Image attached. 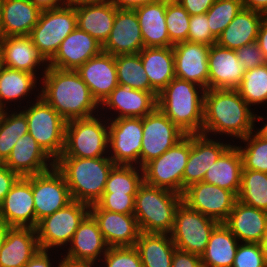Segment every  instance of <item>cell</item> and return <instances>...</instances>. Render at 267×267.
<instances>
[{
	"label": "cell",
	"mask_w": 267,
	"mask_h": 267,
	"mask_svg": "<svg viewBox=\"0 0 267 267\" xmlns=\"http://www.w3.org/2000/svg\"><path fill=\"white\" fill-rule=\"evenodd\" d=\"M144 183L143 170L135 165H115L106 181L104 192L137 194Z\"/></svg>",
	"instance_id": "7bdbcfd3"
},
{
	"label": "cell",
	"mask_w": 267,
	"mask_h": 267,
	"mask_svg": "<svg viewBox=\"0 0 267 267\" xmlns=\"http://www.w3.org/2000/svg\"><path fill=\"white\" fill-rule=\"evenodd\" d=\"M267 212L236 200L223 224L239 242L259 243L265 231Z\"/></svg>",
	"instance_id": "f546056e"
},
{
	"label": "cell",
	"mask_w": 267,
	"mask_h": 267,
	"mask_svg": "<svg viewBox=\"0 0 267 267\" xmlns=\"http://www.w3.org/2000/svg\"><path fill=\"white\" fill-rule=\"evenodd\" d=\"M53 253L55 255H53ZM56 253L59 254L57 255ZM61 253L62 252L40 249L23 267H60L63 261ZM52 256L55 258H52ZM57 256L58 258H56Z\"/></svg>",
	"instance_id": "f5cc1de1"
},
{
	"label": "cell",
	"mask_w": 267,
	"mask_h": 267,
	"mask_svg": "<svg viewBox=\"0 0 267 267\" xmlns=\"http://www.w3.org/2000/svg\"><path fill=\"white\" fill-rule=\"evenodd\" d=\"M91 267H105V265L102 262H92Z\"/></svg>",
	"instance_id": "a7ac6f4b"
},
{
	"label": "cell",
	"mask_w": 267,
	"mask_h": 267,
	"mask_svg": "<svg viewBox=\"0 0 267 267\" xmlns=\"http://www.w3.org/2000/svg\"><path fill=\"white\" fill-rule=\"evenodd\" d=\"M243 8L267 14V0H242Z\"/></svg>",
	"instance_id": "94428289"
},
{
	"label": "cell",
	"mask_w": 267,
	"mask_h": 267,
	"mask_svg": "<svg viewBox=\"0 0 267 267\" xmlns=\"http://www.w3.org/2000/svg\"><path fill=\"white\" fill-rule=\"evenodd\" d=\"M105 267H143L137 249L133 247H109L101 259Z\"/></svg>",
	"instance_id": "7dc6e473"
},
{
	"label": "cell",
	"mask_w": 267,
	"mask_h": 267,
	"mask_svg": "<svg viewBox=\"0 0 267 267\" xmlns=\"http://www.w3.org/2000/svg\"><path fill=\"white\" fill-rule=\"evenodd\" d=\"M175 77L208 89V56L210 46L183 41L174 44Z\"/></svg>",
	"instance_id": "44dd1931"
},
{
	"label": "cell",
	"mask_w": 267,
	"mask_h": 267,
	"mask_svg": "<svg viewBox=\"0 0 267 267\" xmlns=\"http://www.w3.org/2000/svg\"><path fill=\"white\" fill-rule=\"evenodd\" d=\"M28 122V133L56 161L64 151L66 122L41 96L20 109Z\"/></svg>",
	"instance_id": "52a82bcc"
},
{
	"label": "cell",
	"mask_w": 267,
	"mask_h": 267,
	"mask_svg": "<svg viewBox=\"0 0 267 267\" xmlns=\"http://www.w3.org/2000/svg\"><path fill=\"white\" fill-rule=\"evenodd\" d=\"M232 267H267V259L261 245L240 242Z\"/></svg>",
	"instance_id": "c3c4849f"
},
{
	"label": "cell",
	"mask_w": 267,
	"mask_h": 267,
	"mask_svg": "<svg viewBox=\"0 0 267 267\" xmlns=\"http://www.w3.org/2000/svg\"><path fill=\"white\" fill-rule=\"evenodd\" d=\"M235 52L238 62L245 71L267 64V60L257 41L244 45L235 50Z\"/></svg>",
	"instance_id": "816d5d0a"
},
{
	"label": "cell",
	"mask_w": 267,
	"mask_h": 267,
	"mask_svg": "<svg viewBox=\"0 0 267 267\" xmlns=\"http://www.w3.org/2000/svg\"><path fill=\"white\" fill-rule=\"evenodd\" d=\"M134 10L141 27L144 47H170L174 45L170 41L166 26V0H157Z\"/></svg>",
	"instance_id": "1f68e13d"
},
{
	"label": "cell",
	"mask_w": 267,
	"mask_h": 267,
	"mask_svg": "<svg viewBox=\"0 0 267 267\" xmlns=\"http://www.w3.org/2000/svg\"><path fill=\"white\" fill-rule=\"evenodd\" d=\"M20 176L0 163V204Z\"/></svg>",
	"instance_id": "11a10c76"
},
{
	"label": "cell",
	"mask_w": 267,
	"mask_h": 267,
	"mask_svg": "<svg viewBox=\"0 0 267 267\" xmlns=\"http://www.w3.org/2000/svg\"><path fill=\"white\" fill-rule=\"evenodd\" d=\"M40 84L41 80L34 74L2 66L0 70V111L21 109L25 103L28 104L39 98Z\"/></svg>",
	"instance_id": "ffe728a7"
},
{
	"label": "cell",
	"mask_w": 267,
	"mask_h": 267,
	"mask_svg": "<svg viewBox=\"0 0 267 267\" xmlns=\"http://www.w3.org/2000/svg\"><path fill=\"white\" fill-rule=\"evenodd\" d=\"M115 166L109 156L98 158L59 157L55 167L62 173L72 200L95 204L103 195L108 176Z\"/></svg>",
	"instance_id": "3957f363"
},
{
	"label": "cell",
	"mask_w": 267,
	"mask_h": 267,
	"mask_svg": "<svg viewBox=\"0 0 267 267\" xmlns=\"http://www.w3.org/2000/svg\"><path fill=\"white\" fill-rule=\"evenodd\" d=\"M89 213L90 205L72 200L65 207L41 219L35 228L40 249L63 252Z\"/></svg>",
	"instance_id": "ba28073f"
},
{
	"label": "cell",
	"mask_w": 267,
	"mask_h": 267,
	"mask_svg": "<svg viewBox=\"0 0 267 267\" xmlns=\"http://www.w3.org/2000/svg\"><path fill=\"white\" fill-rule=\"evenodd\" d=\"M108 248L98 223L89 213L80 223L61 256L63 260L71 263L101 262Z\"/></svg>",
	"instance_id": "e0dca14e"
},
{
	"label": "cell",
	"mask_w": 267,
	"mask_h": 267,
	"mask_svg": "<svg viewBox=\"0 0 267 267\" xmlns=\"http://www.w3.org/2000/svg\"><path fill=\"white\" fill-rule=\"evenodd\" d=\"M134 247L143 267H171L176 246L170 234L140 232Z\"/></svg>",
	"instance_id": "74e56055"
},
{
	"label": "cell",
	"mask_w": 267,
	"mask_h": 267,
	"mask_svg": "<svg viewBox=\"0 0 267 267\" xmlns=\"http://www.w3.org/2000/svg\"><path fill=\"white\" fill-rule=\"evenodd\" d=\"M171 267H203L201 256L175 249Z\"/></svg>",
	"instance_id": "db71d44e"
},
{
	"label": "cell",
	"mask_w": 267,
	"mask_h": 267,
	"mask_svg": "<svg viewBox=\"0 0 267 267\" xmlns=\"http://www.w3.org/2000/svg\"><path fill=\"white\" fill-rule=\"evenodd\" d=\"M231 144L225 138L191 134L190 155L183 173V192L191 184L202 182L209 167Z\"/></svg>",
	"instance_id": "ac0fdd59"
},
{
	"label": "cell",
	"mask_w": 267,
	"mask_h": 267,
	"mask_svg": "<svg viewBox=\"0 0 267 267\" xmlns=\"http://www.w3.org/2000/svg\"><path fill=\"white\" fill-rule=\"evenodd\" d=\"M265 15L251 9L242 8L230 24L217 38L219 46L237 50L257 40L260 24Z\"/></svg>",
	"instance_id": "836d02e7"
},
{
	"label": "cell",
	"mask_w": 267,
	"mask_h": 267,
	"mask_svg": "<svg viewBox=\"0 0 267 267\" xmlns=\"http://www.w3.org/2000/svg\"><path fill=\"white\" fill-rule=\"evenodd\" d=\"M143 48L144 41L135 10L117 8L113 28L102 45L103 52L117 56L137 54Z\"/></svg>",
	"instance_id": "cb8c5ba5"
},
{
	"label": "cell",
	"mask_w": 267,
	"mask_h": 267,
	"mask_svg": "<svg viewBox=\"0 0 267 267\" xmlns=\"http://www.w3.org/2000/svg\"><path fill=\"white\" fill-rule=\"evenodd\" d=\"M139 54L150 86L160 93L175 78L173 47H144Z\"/></svg>",
	"instance_id": "e575fe53"
},
{
	"label": "cell",
	"mask_w": 267,
	"mask_h": 267,
	"mask_svg": "<svg viewBox=\"0 0 267 267\" xmlns=\"http://www.w3.org/2000/svg\"><path fill=\"white\" fill-rule=\"evenodd\" d=\"M115 65L119 85L146 92H156L150 86L139 53L117 55Z\"/></svg>",
	"instance_id": "ab89813d"
},
{
	"label": "cell",
	"mask_w": 267,
	"mask_h": 267,
	"mask_svg": "<svg viewBox=\"0 0 267 267\" xmlns=\"http://www.w3.org/2000/svg\"><path fill=\"white\" fill-rule=\"evenodd\" d=\"M32 192L36 226L41 219L72 201L65 178L55 166L43 173L32 175Z\"/></svg>",
	"instance_id": "5bb4252c"
},
{
	"label": "cell",
	"mask_w": 267,
	"mask_h": 267,
	"mask_svg": "<svg viewBox=\"0 0 267 267\" xmlns=\"http://www.w3.org/2000/svg\"><path fill=\"white\" fill-rule=\"evenodd\" d=\"M60 267H91V263H71L63 260Z\"/></svg>",
	"instance_id": "003e7915"
},
{
	"label": "cell",
	"mask_w": 267,
	"mask_h": 267,
	"mask_svg": "<svg viewBox=\"0 0 267 267\" xmlns=\"http://www.w3.org/2000/svg\"><path fill=\"white\" fill-rule=\"evenodd\" d=\"M157 97V92L136 90L118 84L100 104V114L108 119L143 118L157 107Z\"/></svg>",
	"instance_id": "2e32d148"
},
{
	"label": "cell",
	"mask_w": 267,
	"mask_h": 267,
	"mask_svg": "<svg viewBox=\"0 0 267 267\" xmlns=\"http://www.w3.org/2000/svg\"><path fill=\"white\" fill-rule=\"evenodd\" d=\"M235 144L237 145L242 156L243 169L267 173L266 140L260 138L253 131L247 137L236 141Z\"/></svg>",
	"instance_id": "ee69618b"
},
{
	"label": "cell",
	"mask_w": 267,
	"mask_h": 267,
	"mask_svg": "<svg viewBox=\"0 0 267 267\" xmlns=\"http://www.w3.org/2000/svg\"><path fill=\"white\" fill-rule=\"evenodd\" d=\"M90 214L98 223L108 247L135 246L140 229L134 214L106 211L96 203L90 205Z\"/></svg>",
	"instance_id": "7402d4cb"
},
{
	"label": "cell",
	"mask_w": 267,
	"mask_h": 267,
	"mask_svg": "<svg viewBox=\"0 0 267 267\" xmlns=\"http://www.w3.org/2000/svg\"><path fill=\"white\" fill-rule=\"evenodd\" d=\"M259 244L261 245V248H262L264 255L266 256V259H267V222H266L264 234H263L262 239L259 242Z\"/></svg>",
	"instance_id": "03108f58"
},
{
	"label": "cell",
	"mask_w": 267,
	"mask_h": 267,
	"mask_svg": "<svg viewBox=\"0 0 267 267\" xmlns=\"http://www.w3.org/2000/svg\"><path fill=\"white\" fill-rule=\"evenodd\" d=\"M77 27L95 38L102 45L113 28L117 7L112 1L102 4L75 7Z\"/></svg>",
	"instance_id": "d590c367"
},
{
	"label": "cell",
	"mask_w": 267,
	"mask_h": 267,
	"mask_svg": "<svg viewBox=\"0 0 267 267\" xmlns=\"http://www.w3.org/2000/svg\"><path fill=\"white\" fill-rule=\"evenodd\" d=\"M11 226L6 224L3 220L0 219V249L4 245L5 239L7 237V233Z\"/></svg>",
	"instance_id": "e7e4bbea"
},
{
	"label": "cell",
	"mask_w": 267,
	"mask_h": 267,
	"mask_svg": "<svg viewBox=\"0 0 267 267\" xmlns=\"http://www.w3.org/2000/svg\"><path fill=\"white\" fill-rule=\"evenodd\" d=\"M76 28V9L65 5L57 9L43 10L29 37L39 53L49 62L62 41Z\"/></svg>",
	"instance_id": "30bf717a"
},
{
	"label": "cell",
	"mask_w": 267,
	"mask_h": 267,
	"mask_svg": "<svg viewBox=\"0 0 267 267\" xmlns=\"http://www.w3.org/2000/svg\"><path fill=\"white\" fill-rule=\"evenodd\" d=\"M76 71L99 104L118 85L115 56L112 54L102 51L86 61Z\"/></svg>",
	"instance_id": "4316f807"
},
{
	"label": "cell",
	"mask_w": 267,
	"mask_h": 267,
	"mask_svg": "<svg viewBox=\"0 0 267 267\" xmlns=\"http://www.w3.org/2000/svg\"><path fill=\"white\" fill-rule=\"evenodd\" d=\"M256 41L267 60V18L260 24Z\"/></svg>",
	"instance_id": "91938a15"
},
{
	"label": "cell",
	"mask_w": 267,
	"mask_h": 267,
	"mask_svg": "<svg viewBox=\"0 0 267 267\" xmlns=\"http://www.w3.org/2000/svg\"><path fill=\"white\" fill-rule=\"evenodd\" d=\"M111 0H67V5L81 7L86 5L102 4Z\"/></svg>",
	"instance_id": "be15d7a7"
},
{
	"label": "cell",
	"mask_w": 267,
	"mask_h": 267,
	"mask_svg": "<svg viewBox=\"0 0 267 267\" xmlns=\"http://www.w3.org/2000/svg\"><path fill=\"white\" fill-rule=\"evenodd\" d=\"M0 219L11 227L36 228L32 175L20 177L0 204Z\"/></svg>",
	"instance_id": "d6986e66"
},
{
	"label": "cell",
	"mask_w": 267,
	"mask_h": 267,
	"mask_svg": "<svg viewBox=\"0 0 267 267\" xmlns=\"http://www.w3.org/2000/svg\"><path fill=\"white\" fill-rule=\"evenodd\" d=\"M40 96L65 120L89 118L100 113V104L76 70L48 66L41 78Z\"/></svg>",
	"instance_id": "7a4b0ae2"
},
{
	"label": "cell",
	"mask_w": 267,
	"mask_h": 267,
	"mask_svg": "<svg viewBox=\"0 0 267 267\" xmlns=\"http://www.w3.org/2000/svg\"><path fill=\"white\" fill-rule=\"evenodd\" d=\"M3 164L20 177H27L51 169L55 166V161L29 133H26L17 140Z\"/></svg>",
	"instance_id": "484cf974"
},
{
	"label": "cell",
	"mask_w": 267,
	"mask_h": 267,
	"mask_svg": "<svg viewBox=\"0 0 267 267\" xmlns=\"http://www.w3.org/2000/svg\"><path fill=\"white\" fill-rule=\"evenodd\" d=\"M208 68V89H236L245 74L235 50L217 43L210 46Z\"/></svg>",
	"instance_id": "83f0119b"
},
{
	"label": "cell",
	"mask_w": 267,
	"mask_h": 267,
	"mask_svg": "<svg viewBox=\"0 0 267 267\" xmlns=\"http://www.w3.org/2000/svg\"><path fill=\"white\" fill-rule=\"evenodd\" d=\"M187 41L208 46L216 44L217 39L210 31L206 13L190 16Z\"/></svg>",
	"instance_id": "f907efd6"
},
{
	"label": "cell",
	"mask_w": 267,
	"mask_h": 267,
	"mask_svg": "<svg viewBox=\"0 0 267 267\" xmlns=\"http://www.w3.org/2000/svg\"><path fill=\"white\" fill-rule=\"evenodd\" d=\"M254 115L255 110L236 89H207L204 94L201 134L229 138V141L235 143L254 131Z\"/></svg>",
	"instance_id": "6da1fadb"
},
{
	"label": "cell",
	"mask_w": 267,
	"mask_h": 267,
	"mask_svg": "<svg viewBox=\"0 0 267 267\" xmlns=\"http://www.w3.org/2000/svg\"><path fill=\"white\" fill-rule=\"evenodd\" d=\"M0 47L3 66L34 74L40 80L48 69V62L29 36L0 37Z\"/></svg>",
	"instance_id": "603a6c76"
},
{
	"label": "cell",
	"mask_w": 267,
	"mask_h": 267,
	"mask_svg": "<svg viewBox=\"0 0 267 267\" xmlns=\"http://www.w3.org/2000/svg\"><path fill=\"white\" fill-rule=\"evenodd\" d=\"M2 66H3V64H2V50L0 47V70H1Z\"/></svg>",
	"instance_id": "89a4df30"
},
{
	"label": "cell",
	"mask_w": 267,
	"mask_h": 267,
	"mask_svg": "<svg viewBox=\"0 0 267 267\" xmlns=\"http://www.w3.org/2000/svg\"><path fill=\"white\" fill-rule=\"evenodd\" d=\"M264 116L265 115H259V114H257L256 112H255V115H254V123H260V122H262L263 124V126L261 125L260 127L259 126H257L256 124H254V132L260 137V138H262V139H264V140H266L267 141V116H265V118H264ZM264 120L266 121V122H264ZM259 127V128H258Z\"/></svg>",
	"instance_id": "6125c7cd"
},
{
	"label": "cell",
	"mask_w": 267,
	"mask_h": 267,
	"mask_svg": "<svg viewBox=\"0 0 267 267\" xmlns=\"http://www.w3.org/2000/svg\"><path fill=\"white\" fill-rule=\"evenodd\" d=\"M218 221L189 208L181 202L175 212L170 233L177 249L201 256Z\"/></svg>",
	"instance_id": "8fae6325"
},
{
	"label": "cell",
	"mask_w": 267,
	"mask_h": 267,
	"mask_svg": "<svg viewBox=\"0 0 267 267\" xmlns=\"http://www.w3.org/2000/svg\"><path fill=\"white\" fill-rule=\"evenodd\" d=\"M41 11L57 9L67 5V0H30Z\"/></svg>",
	"instance_id": "680465c9"
},
{
	"label": "cell",
	"mask_w": 267,
	"mask_h": 267,
	"mask_svg": "<svg viewBox=\"0 0 267 267\" xmlns=\"http://www.w3.org/2000/svg\"><path fill=\"white\" fill-rule=\"evenodd\" d=\"M102 51L100 42L77 27L62 41L48 65L63 70H77Z\"/></svg>",
	"instance_id": "d4e9b609"
},
{
	"label": "cell",
	"mask_w": 267,
	"mask_h": 267,
	"mask_svg": "<svg viewBox=\"0 0 267 267\" xmlns=\"http://www.w3.org/2000/svg\"><path fill=\"white\" fill-rule=\"evenodd\" d=\"M205 89L174 78L157 97V107L183 132L201 134Z\"/></svg>",
	"instance_id": "277c9868"
},
{
	"label": "cell",
	"mask_w": 267,
	"mask_h": 267,
	"mask_svg": "<svg viewBox=\"0 0 267 267\" xmlns=\"http://www.w3.org/2000/svg\"><path fill=\"white\" fill-rule=\"evenodd\" d=\"M41 12L30 0H2L0 37L29 36Z\"/></svg>",
	"instance_id": "f1b7e54d"
},
{
	"label": "cell",
	"mask_w": 267,
	"mask_h": 267,
	"mask_svg": "<svg viewBox=\"0 0 267 267\" xmlns=\"http://www.w3.org/2000/svg\"><path fill=\"white\" fill-rule=\"evenodd\" d=\"M108 118L98 114L66 122L65 146L60 157L98 158L108 156Z\"/></svg>",
	"instance_id": "8992f818"
},
{
	"label": "cell",
	"mask_w": 267,
	"mask_h": 267,
	"mask_svg": "<svg viewBox=\"0 0 267 267\" xmlns=\"http://www.w3.org/2000/svg\"><path fill=\"white\" fill-rule=\"evenodd\" d=\"M182 195L143 183L135 196L134 216L140 232L170 234Z\"/></svg>",
	"instance_id": "5b68a950"
},
{
	"label": "cell",
	"mask_w": 267,
	"mask_h": 267,
	"mask_svg": "<svg viewBox=\"0 0 267 267\" xmlns=\"http://www.w3.org/2000/svg\"><path fill=\"white\" fill-rule=\"evenodd\" d=\"M108 156L115 165L140 167L143 118L108 119Z\"/></svg>",
	"instance_id": "7c38bea8"
},
{
	"label": "cell",
	"mask_w": 267,
	"mask_h": 267,
	"mask_svg": "<svg viewBox=\"0 0 267 267\" xmlns=\"http://www.w3.org/2000/svg\"><path fill=\"white\" fill-rule=\"evenodd\" d=\"M136 194H114L113 192H103L102 197L96 204L103 210L134 214Z\"/></svg>",
	"instance_id": "681fc988"
},
{
	"label": "cell",
	"mask_w": 267,
	"mask_h": 267,
	"mask_svg": "<svg viewBox=\"0 0 267 267\" xmlns=\"http://www.w3.org/2000/svg\"><path fill=\"white\" fill-rule=\"evenodd\" d=\"M239 243L236 236L223 223H219L201 255L203 267H232Z\"/></svg>",
	"instance_id": "8d00e7d4"
},
{
	"label": "cell",
	"mask_w": 267,
	"mask_h": 267,
	"mask_svg": "<svg viewBox=\"0 0 267 267\" xmlns=\"http://www.w3.org/2000/svg\"><path fill=\"white\" fill-rule=\"evenodd\" d=\"M242 156L232 143L207 170L203 182L232 191L238 196L242 178Z\"/></svg>",
	"instance_id": "d6a6232c"
},
{
	"label": "cell",
	"mask_w": 267,
	"mask_h": 267,
	"mask_svg": "<svg viewBox=\"0 0 267 267\" xmlns=\"http://www.w3.org/2000/svg\"><path fill=\"white\" fill-rule=\"evenodd\" d=\"M111 1L118 9L134 10L140 6L155 2L157 0H111Z\"/></svg>",
	"instance_id": "6f0895ef"
},
{
	"label": "cell",
	"mask_w": 267,
	"mask_h": 267,
	"mask_svg": "<svg viewBox=\"0 0 267 267\" xmlns=\"http://www.w3.org/2000/svg\"><path fill=\"white\" fill-rule=\"evenodd\" d=\"M39 250L35 228L11 227L0 249V267H23Z\"/></svg>",
	"instance_id": "4dcf8cb0"
},
{
	"label": "cell",
	"mask_w": 267,
	"mask_h": 267,
	"mask_svg": "<svg viewBox=\"0 0 267 267\" xmlns=\"http://www.w3.org/2000/svg\"><path fill=\"white\" fill-rule=\"evenodd\" d=\"M28 133V122L20 109L0 111V163L10 156L20 137Z\"/></svg>",
	"instance_id": "f35d334b"
},
{
	"label": "cell",
	"mask_w": 267,
	"mask_h": 267,
	"mask_svg": "<svg viewBox=\"0 0 267 267\" xmlns=\"http://www.w3.org/2000/svg\"><path fill=\"white\" fill-rule=\"evenodd\" d=\"M236 200L232 191L203 181L191 184L182 194V202L189 208L219 223L228 218Z\"/></svg>",
	"instance_id": "9a60e30c"
},
{
	"label": "cell",
	"mask_w": 267,
	"mask_h": 267,
	"mask_svg": "<svg viewBox=\"0 0 267 267\" xmlns=\"http://www.w3.org/2000/svg\"><path fill=\"white\" fill-rule=\"evenodd\" d=\"M243 8L242 0H216L206 12L212 35L217 39Z\"/></svg>",
	"instance_id": "f6af8a7d"
},
{
	"label": "cell",
	"mask_w": 267,
	"mask_h": 267,
	"mask_svg": "<svg viewBox=\"0 0 267 267\" xmlns=\"http://www.w3.org/2000/svg\"><path fill=\"white\" fill-rule=\"evenodd\" d=\"M243 100L254 110L267 105V64L245 71L236 88ZM266 104V105H265ZM261 105V106H260ZM255 106V107H254Z\"/></svg>",
	"instance_id": "b9f144b4"
},
{
	"label": "cell",
	"mask_w": 267,
	"mask_h": 267,
	"mask_svg": "<svg viewBox=\"0 0 267 267\" xmlns=\"http://www.w3.org/2000/svg\"><path fill=\"white\" fill-rule=\"evenodd\" d=\"M190 16L204 14L216 0H177Z\"/></svg>",
	"instance_id": "9f6ffc18"
},
{
	"label": "cell",
	"mask_w": 267,
	"mask_h": 267,
	"mask_svg": "<svg viewBox=\"0 0 267 267\" xmlns=\"http://www.w3.org/2000/svg\"><path fill=\"white\" fill-rule=\"evenodd\" d=\"M165 19L170 41H187L190 15L177 0H166Z\"/></svg>",
	"instance_id": "bcb514c9"
},
{
	"label": "cell",
	"mask_w": 267,
	"mask_h": 267,
	"mask_svg": "<svg viewBox=\"0 0 267 267\" xmlns=\"http://www.w3.org/2000/svg\"><path fill=\"white\" fill-rule=\"evenodd\" d=\"M191 150V134L186 135L161 156L143 167L144 183L183 194V173Z\"/></svg>",
	"instance_id": "9c48e42d"
},
{
	"label": "cell",
	"mask_w": 267,
	"mask_h": 267,
	"mask_svg": "<svg viewBox=\"0 0 267 267\" xmlns=\"http://www.w3.org/2000/svg\"><path fill=\"white\" fill-rule=\"evenodd\" d=\"M187 134L175 125L158 107L143 117L140 167L161 156Z\"/></svg>",
	"instance_id": "4fadbf2b"
},
{
	"label": "cell",
	"mask_w": 267,
	"mask_h": 267,
	"mask_svg": "<svg viewBox=\"0 0 267 267\" xmlns=\"http://www.w3.org/2000/svg\"><path fill=\"white\" fill-rule=\"evenodd\" d=\"M237 200L267 212V173L243 169Z\"/></svg>",
	"instance_id": "60d3db41"
}]
</instances>
